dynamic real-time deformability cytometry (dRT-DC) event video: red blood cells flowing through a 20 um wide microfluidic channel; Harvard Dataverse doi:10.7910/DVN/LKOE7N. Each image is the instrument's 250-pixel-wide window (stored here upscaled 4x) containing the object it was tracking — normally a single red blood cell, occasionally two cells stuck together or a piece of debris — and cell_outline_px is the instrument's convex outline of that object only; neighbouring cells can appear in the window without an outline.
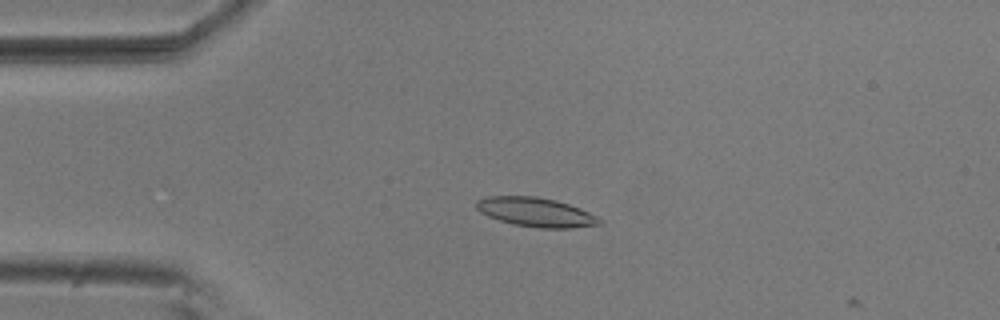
{"species": "common noctule bat (a hibernating species)", "species_latin": "Nyctalus noctula", "temperature_condition": "room temperature", "stored_images_in_passage": 5, "camera_frame_rate_fps": 3000, "um_per_image_px": 0.085, "animal": {"sex": "male", "body_mass_g": 20.5, "forearm_length_mm": 52.5}, "frame": {"image": 1, "passage_image": 4, "time_ms": 1.0, "image_size_px": [1000, 320], "cell_outline_px": [[604, 220], [600, 224], [572, 228], [540, 228], [512, 224], [488, 216], [480, 212], [476, 208], [476, 200], [488, 196], [536, 196], [556, 200], [580, 208]], "centroid_in_image_um": [45.54, 18.03], "position_along_channel_um": 39.5, "area_um2": 20.92}}